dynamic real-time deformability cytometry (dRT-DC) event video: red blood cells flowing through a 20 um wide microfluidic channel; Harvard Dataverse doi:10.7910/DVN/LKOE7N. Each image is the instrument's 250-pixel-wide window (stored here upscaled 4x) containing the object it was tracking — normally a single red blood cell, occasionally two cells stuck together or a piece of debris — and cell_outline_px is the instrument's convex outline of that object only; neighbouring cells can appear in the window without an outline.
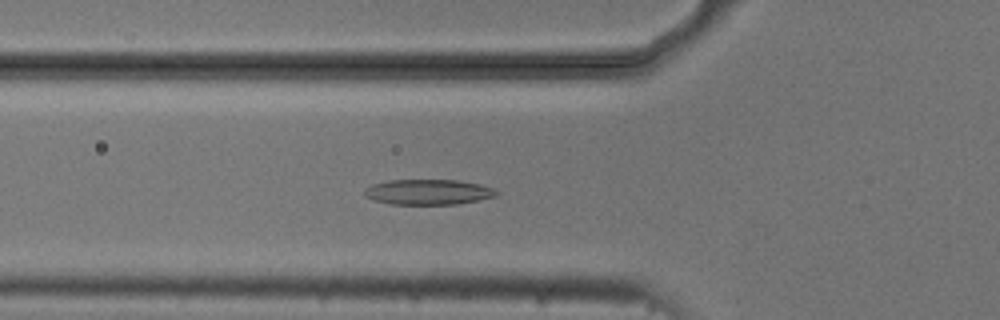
{"species": "common noctule bat (a hibernating species)", "species_latin": "Nyctalus noctula", "temperature_condition": "cold", "stored_images_in_passage": 42, "camera_frame_rate_fps": 3000, "um_per_image_px": 0.085, "animal": {"sex": "male", "body_mass_g": 20.5, "forearm_length_mm": 52.5}, "frame": {"image": 1, "passage_image": 7, "time_ms": 2.0, "image_size_px": [1000, 320], "cell_outline_px": [[500, 192], [496, 196], [480, 200], [456, 204], [388, 204], [372, 200], [364, 196], [364, 192], [372, 184], [388, 180], [456, 180], [480, 184], [492, 188]], "centroid_in_image_um": [36.4, 16.32], "position_along_channel_um": 89.4, "area_um2": 19.54}}
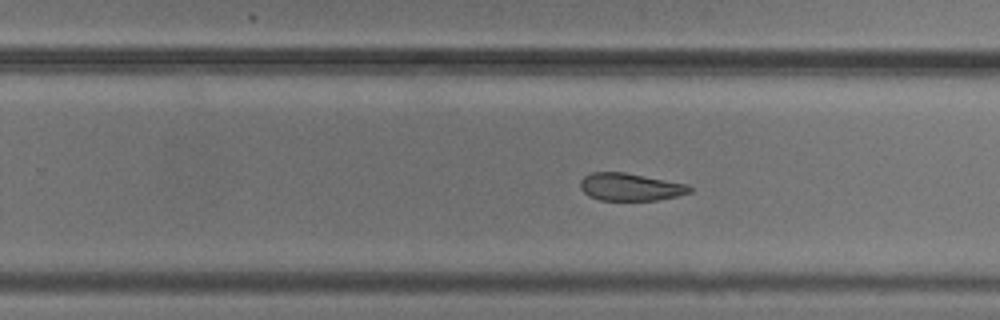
{"frame": {"image": 2, "passage_image": 22, "time_ms": 7.0, "image_size_px": [1000, 320], "cell_outline_px": [[692, 192], [676, 196], [656, 200], [600, 200], [588, 196], [580, 188], [580, 180], [584, 176], [592, 172], [624, 172], [688, 184], [692, 188]], "centroid_in_image_um": [53.56, 15.89], "position_along_channel_um": 276.2, "area_um2": 17.57}}
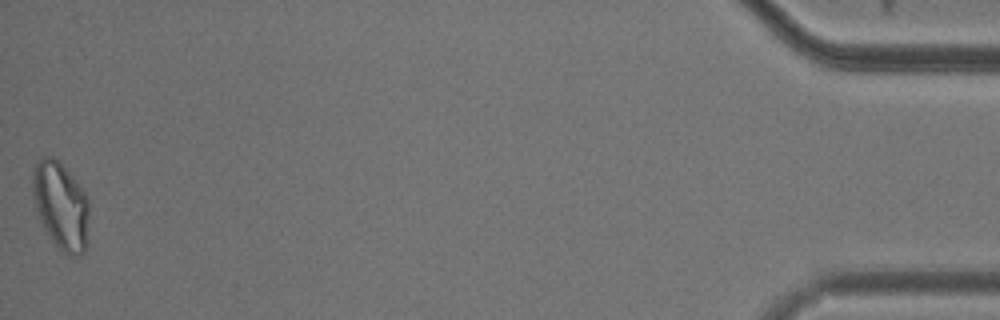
{"frame": {"image": 3, "passage_image": 42, "time_ms": 13.667, "image_size_px": [1000, 320], "cell_outline_px": [[88, 244], [84, 252], [80, 256], [68, 256], [56, 248], [44, 232], [36, 208], [32, 192], [32, 168], [40, 156], [52, 156], [72, 176], [84, 192], [88, 200]], "centroid_in_image_um": [5.15, 17.54], "position_along_channel_um": 430.0, "area_um2": 29.36}, "authors_computed_cell_mechanics": {"area_um2": 19.3341, "velocity_mm_per_s": 3.7329, "shape_relaxation_time_tau1_ms": 4.1931, "shape_relaxation_time_tau2_ms": 3.7206, "deformation_change_tau1": 0.1325, "deformation_change_tau2": 0.1118}}